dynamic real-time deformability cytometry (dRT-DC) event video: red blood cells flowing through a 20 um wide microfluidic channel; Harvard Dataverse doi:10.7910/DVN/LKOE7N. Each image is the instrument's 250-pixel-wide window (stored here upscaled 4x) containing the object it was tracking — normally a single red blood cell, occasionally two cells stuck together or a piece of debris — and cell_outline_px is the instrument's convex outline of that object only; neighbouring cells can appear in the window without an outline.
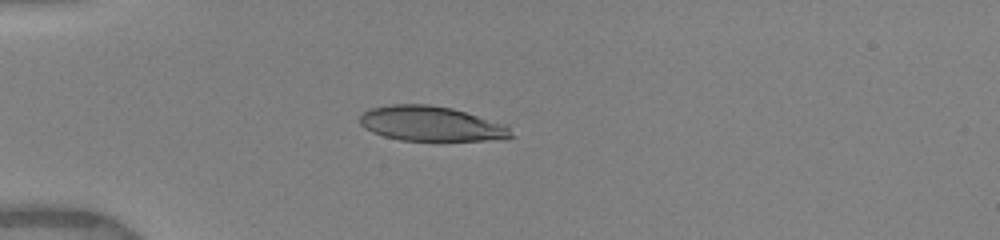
{"species": "human", "species_latin": "Homo sapiens", "temperature_condition": "warm", "stored_images_in_passage": 7, "camera_frame_rate_fps": 3000, "um_per_image_px": 0.085, "donor": {"sex": "female"}, "frame": {"image": 1, "passage_image": 1, "time_ms": 0.0, "image_size_px": [1000, 240], "cell_outline_px": [[516, 136], [508, 140], [400, 140], [384, 136], [372, 132], [364, 128], [360, 124], [360, 116], [364, 112], [372, 108], [392, 104], [428, 104], [452, 108], [508, 124]], "centroid_in_image_um": [36.74, 10.52], "position_along_channel_um": 48.3, "area_um2": 31.1}}
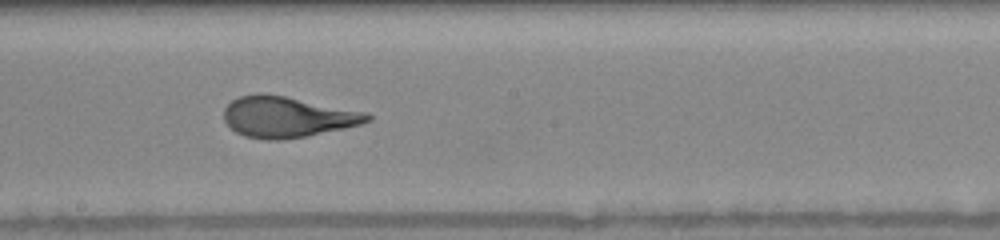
{"frame": {"image": 2, "passage_image": 6, "time_ms": 5.0, "image_size_px": [1000, 240], "cell_outline_px": [[372, 120], [360, 124], [344, 128], [308, 136], [280, 140], [264, 140], [244, 136], [236, 132], [224, 120], [224, 108], [232, 100], [240, 96], [256, 92], [264, 92], [368, 112], [372, 116]], "centroid_in_image_um": [24.41, 9.93], "position_along_channel_um": 223.8, "area_um2": 34.39}}